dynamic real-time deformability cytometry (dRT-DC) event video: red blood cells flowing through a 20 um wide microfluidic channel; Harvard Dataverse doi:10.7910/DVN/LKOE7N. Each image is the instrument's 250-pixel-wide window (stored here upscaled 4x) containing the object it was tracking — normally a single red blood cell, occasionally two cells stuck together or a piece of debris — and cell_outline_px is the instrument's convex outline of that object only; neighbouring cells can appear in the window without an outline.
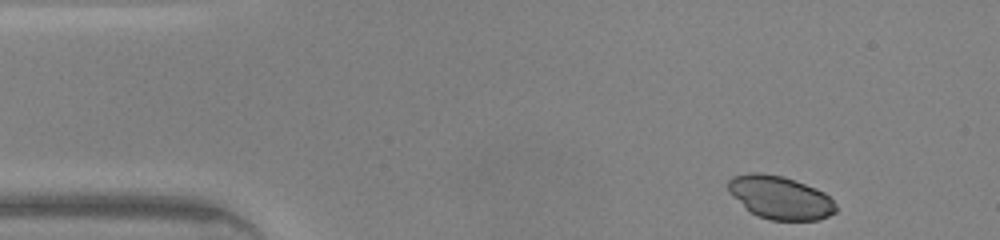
{"species": "common noctule bat (a hibernating species)", "species_latin": "Nyctalus noctula", "temperature_condition": "warm", "stored_images_in_passage": 42, "camera_frame_rate_fps": 3000, "um_per_image_px": 0.085, "animal": {"sex": "male", "body_mass_g": 20.0, "forearm_length_mm": 53.3}, "frame": {"image": 1, "passage_image": 1, "time_ms": 0.0, "image_size_px": [1000, 240], "cell_outline_px": [[836, 212], [820, 220], [768, 220], [756, 216], [728, 192], [728, 180], [732, 176], [748, 172], [760, 172], [784, 176], [816, 188], [824, 192], [836, 204]], "centroid_in_image_um": [66.3, 16.78], "position_along_channel_um": 18.7, "area_um2": 27.22}}
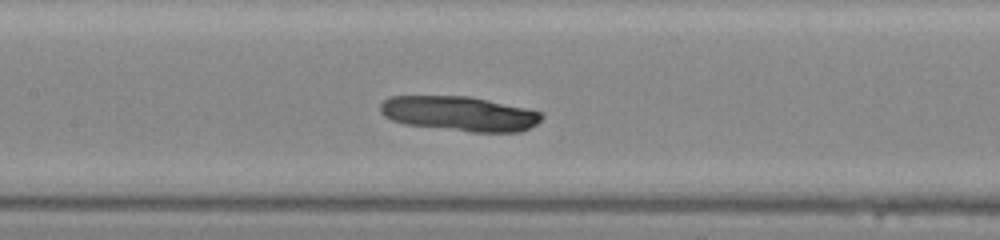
{"frame": {"image": 2, "passage_image": 17, "time_ms": 5.333, "image_size_px": [1000, 240], "cell_outline_px": [[544, 116], [536, 124], [520, 132], [472, 132], [404, 124], [392, 120], [384, 116], [380, 112], [380, 104], [388, 96], [468, 96], [488, 100], [524, 108], [540, 112]], "centroid_in_image_um": [39.01, 9.66], "position_along_channel_um": 168.4, "area_um2": 32.6}}
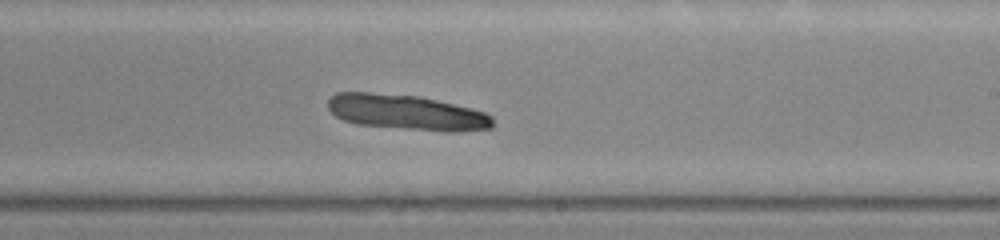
{"frame": {"image": 3, "passage_image": 23, "time_ms": 7.333, "image_size_px": [1000, 240], "cell_outline_px": [[492, 128], [460, 132], [444, 132], [356, 124], [344, 120], [336, 116], [328, 108], [328, 100], [336, 92], [368, 92], [420, 96], [484, 112], [492, 116]], "centroid_in_image_um": [34.55, 9.56], "position_along_channel_um": 254.4, "area_um2": 33.76}}